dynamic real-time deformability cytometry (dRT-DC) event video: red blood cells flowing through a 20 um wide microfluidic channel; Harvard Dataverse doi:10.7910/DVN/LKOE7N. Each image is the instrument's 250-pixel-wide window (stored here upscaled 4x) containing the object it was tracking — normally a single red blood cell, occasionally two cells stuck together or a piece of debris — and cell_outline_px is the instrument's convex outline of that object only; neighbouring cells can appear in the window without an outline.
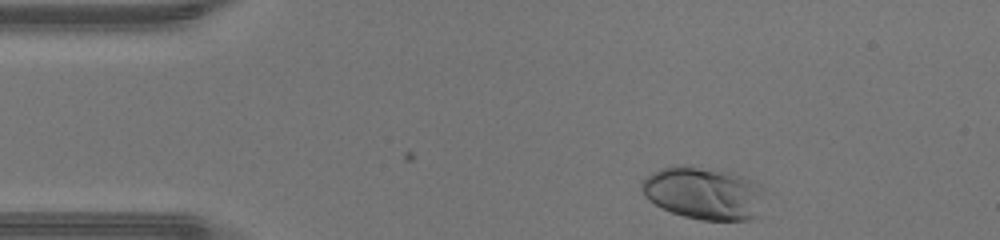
{"species": "human", "species_latin": "Homo sapiens", "temperature_condition": "warm", "stored_images_in_passage": 32, "camera_frame_rate_fps": 3000, "um_per_image_px": 0.085, "donor": {"sex": "male"}, "frame": {"image": 1, "passage_image": 1, "time_ms": 0.0, "image_size_px": [1000, 240], "cell_outline_px": [[760, 188], [756, 216], [752, 220], [700, 220], [684, 216], [672, 212], [648, 200], [644, 196], [640, 188], [640, 180], [652, 172], [660, 168], [676, 164], [732, 172], [744, 176], [760, 184]], "centroid_in_image_um": [59.71, 16.4], "position_along_channel_um": 25.3, "area_um2": 37.4}}
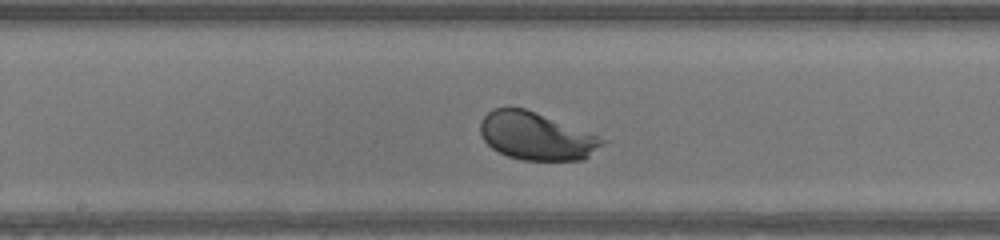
{"frame": {"image": 2, "passage_image": 18, "time_ms": 5.667, "image_size_px": [1000, 240], "cell_outline_px": [[608, 140], [584, 160], [524, 160], [508, 156], [492, 148], [484, 140], [480, 132], [480, 120], [492, 108], [524, 108], [536, 112]], "centroid_in_image_um": [45.56, 11.57], "position_along_channel_um": 202.6, "area_um2": 33.52}}
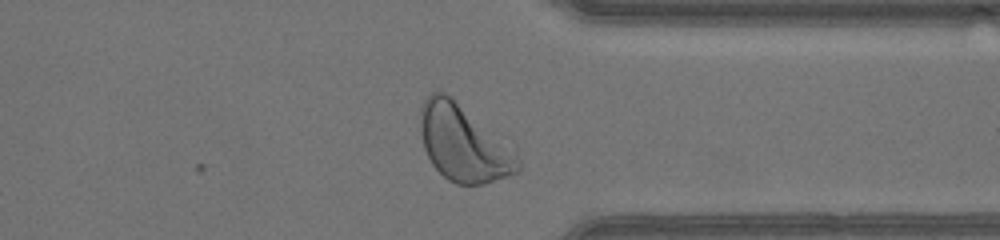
{"frame": {"image": 3, "passage_image": 30, "time_ms": 9.667, "image_size_px": [1000, 240], "cell_outline_px": [[520, 172], [484, 184], [456, 184], [448, 180], [432, 164], [424, 148], [420, 132], [420, 108], [424, 100], [432, 92], [440, 88], [452, 96], [516, 156], [520, 160]], "centroid_in_image_um": [39.31, 12.18], "position_along_channel_um": 372.1, "area_um2": 42.43}, "authors_computed_cell_mechanics": {"area_um2": 34.68, "velocity_mm_per_s": 4.34, "shape_relaxation_time_tau1_ms": 1.2316, "shape_relaxation_time_tau2_ms": null, "deformation_change_tau1": 0.135, "deformation_change_tau2": null}}